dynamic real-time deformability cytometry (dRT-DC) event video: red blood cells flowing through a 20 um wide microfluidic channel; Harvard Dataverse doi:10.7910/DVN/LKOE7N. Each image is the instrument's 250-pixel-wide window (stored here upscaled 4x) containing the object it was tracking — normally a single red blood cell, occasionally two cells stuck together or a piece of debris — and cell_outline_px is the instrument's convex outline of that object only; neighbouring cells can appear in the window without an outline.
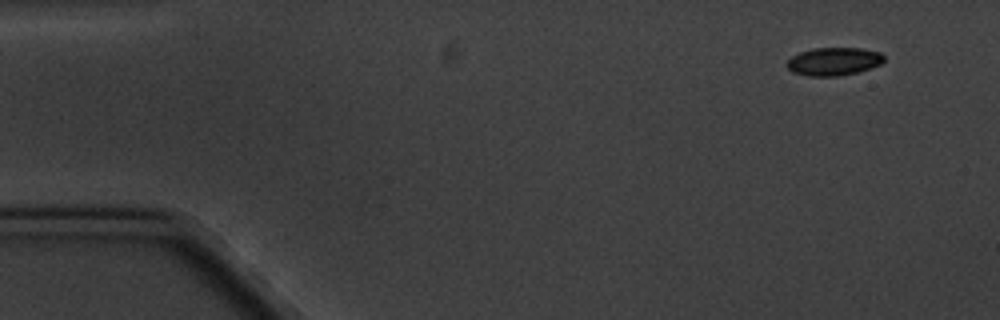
{"species": "common noctule bat (a hibernating species)", "species_latin": "Nyctalus noctula", "temperature_condition": "cold", "stored_images_in_passage": 8, "camera_frame_rate_fps": 3000, "um_per_image_px": 0.085, "animal": {"sex": "male", "body_mass_g": 20.1, "forearm_length_mm": 53.5}, "frame": {"image": 1, "passage_image": 1, "time_ms": 0.0, "image_size_px": [1000, 320], "cell_outline_px": [[884, 60], [880, 64], [856, 72], [836, 76], [808, 76], [792, 72], [784, 64], [792, 56], [800, 52], [812, 48], [860, 48], [880, 52], [884, 56]], "centroid_in_image_um": [70.82, 5.21], "position_along_channel_um": 14.2, "area_um2": 15.78}}
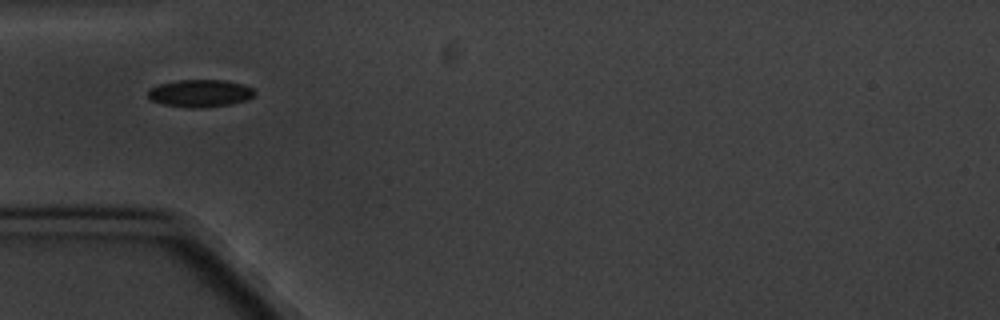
{"frame": {"image": 2, "passage_image": 5, "time_ms": 4.667, "image_size_px": [1000, 320], "cell_outline_px": [[256, 92], [252, 96], [244, 100], [228, 104], [192, 108], [164, 104], [152, 100], [148, 96], [148, 92], [152, 88], [160, 84], [176, 80], [224, 80], [244, 84], [252, 88]], "centroid_in_image_um": [17.01, 7.91], "position_along_channel_um": 68.0, "area_um2": 16.65}}